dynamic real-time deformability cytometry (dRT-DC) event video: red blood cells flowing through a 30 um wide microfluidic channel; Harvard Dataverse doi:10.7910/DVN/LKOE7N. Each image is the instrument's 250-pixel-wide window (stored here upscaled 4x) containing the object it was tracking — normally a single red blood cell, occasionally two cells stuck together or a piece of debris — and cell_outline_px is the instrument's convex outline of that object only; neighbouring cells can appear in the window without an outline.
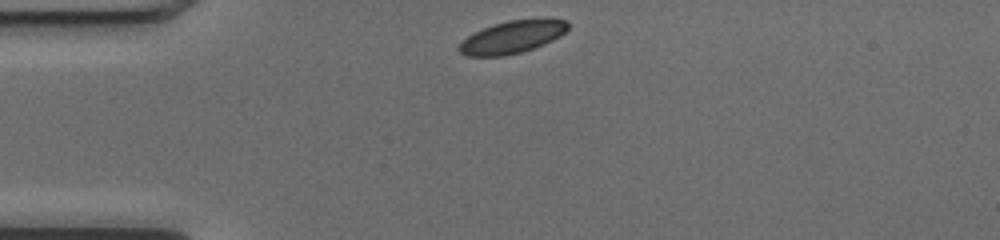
{"species": "common noctule bat (a hibernating species)", "species_latin": "Nyctalus noctula", "temperature_condition": "cold", "stored_images_in_passage": 40, "camera_frame_rate_fps": 3000, "um_per_image_px": 0.085, "animal": {"sex": "female", "body_mass_g": 17.0, "forearm_length_mm": 48.0}, "frame": {"image": 1, "passage_image": 1, "time_ms": 0.0, "image_size_px": [1000, 240], "cell_outline_px": [[568, 28], [560, 36], [544, 44], [520, 52], [504, 56], [468, 56], [460, 52], [456, 48], [468, 36], [492, 24], [508, 20], [564, 20], [568, 24]], "centroid_in_image_um": [43.49, 3.17], "position_along_channel_um": 41.5, "area_um2": 20.06}}
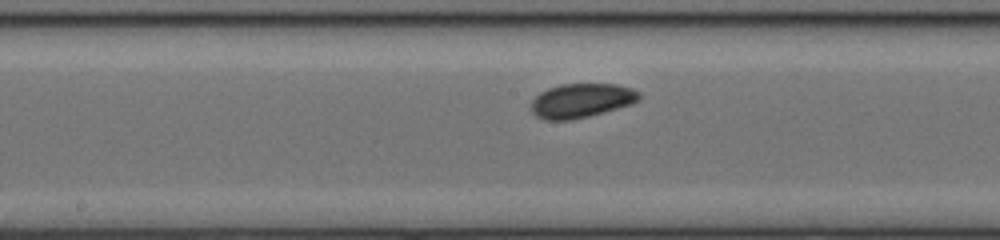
{"frame": {"image": 2, "passage_image": 15, "time_ms": 4.667, "image_size_px": [1000, 240], "cell_outline_px": [[640, 100], [632, 104], [588, 116], [572, 120], [544, 120], [536, 116], [532, 112], [532, 100], [540, 92], [548, 88], [560, 84], [616, 84], [632, 88], [640, 92]], "centroid_in_image_um": [49.42, 8.54], "position_along_channel_um": 198.8, "area_um2": 21.56}}
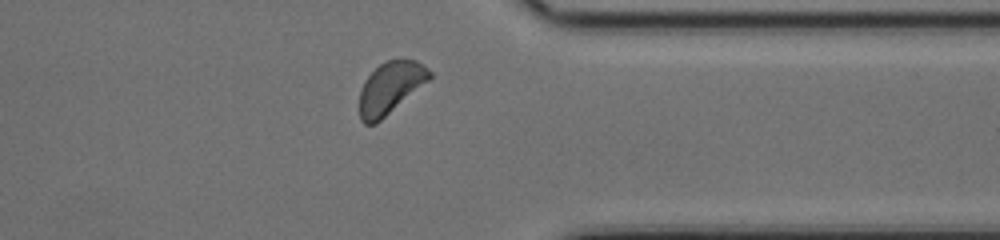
{"frame": {"image": 3, "passage_image": 29, "time_ms": 9.333, "image_size_px": [1000, 240], "cell_outline_px": [[432, 76], [428, 80], [376, 124], [364, 124], [360, 120], [360, 92], [364, 80], [380, 64], [388, 60], [416, 60], [428, 68], [432, 72]], "centroid_in_image_um": [33.16, 7.47], "position_along_channel_um": 378.2, "area_um2": 20.75}, "authors_computed_cell_mechanics": {"area_um2": 21.097, "velocity_mm_per_s": 3.9919, "shape_relaxation_time_tau1_ms": 3.1247, "shape_relaxation_time_tau2_ms": null, "deformation_change_tau1": 0.0525, "deformation_change_tau2": null}}